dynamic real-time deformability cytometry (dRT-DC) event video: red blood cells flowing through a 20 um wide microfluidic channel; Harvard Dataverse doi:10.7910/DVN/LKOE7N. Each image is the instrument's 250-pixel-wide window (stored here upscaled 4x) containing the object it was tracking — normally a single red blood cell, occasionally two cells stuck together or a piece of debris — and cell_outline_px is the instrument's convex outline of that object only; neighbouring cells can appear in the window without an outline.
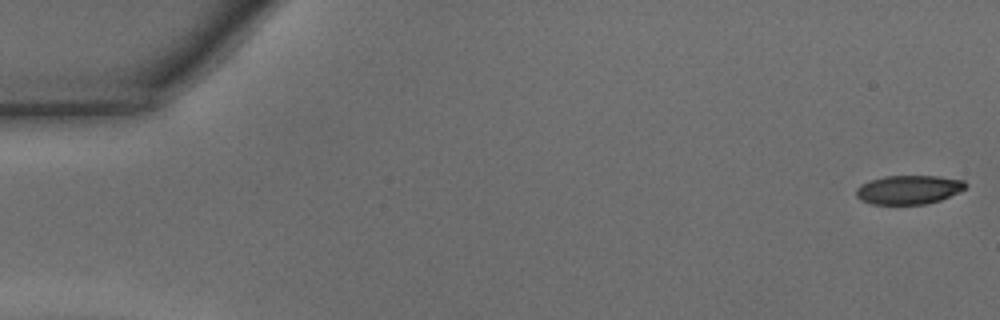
{"species": "common noctule bat (a hibernating species)", "species_latin": "Nyctalus noctula", "temperature_condition": "warm", "stored_images_in_passage": 47, "camera_frame_rate_fps": 3000, "um_per_image_px": 0.085, "animal": {"sex": "male", "body_mass_g": 15.6}, "frame": {"image": 1, "passage_image": 1, "time_ms": 0.0, "image_size_px": [1000, 320], "cell_outline_px": [[968, 184], [964, 188], [940, 200], [924, 204], [872, 204], [860, 200], [856, 196], [856, 188], [860, 184], [884, 176], [936, 176], [964, 180]], "centroid_in_image_um": [77.2, 16.12], "position_along_channel_um": 7.8, "area_um2": 18.26}}
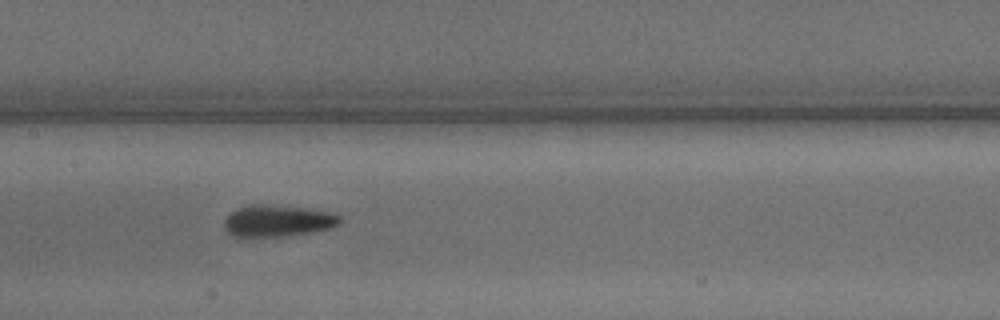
{"frame": {"image": 2, "passage_image": 23, "time_ms": 7.333, "image_size_px": [1000, 320], "cell_outline_px": [[340, 224], [332, 228], [312, 232], [288, 236], [232, 236], [224, 228], [224, 220], [236, 208], [252, 204], [264, 204], [300, 208], [332, 212], [340, 216]], "centroid_in_image_um": [23.61, 18.77], "position_along_channel_um": 183.8, "area_um2": 21.21}}
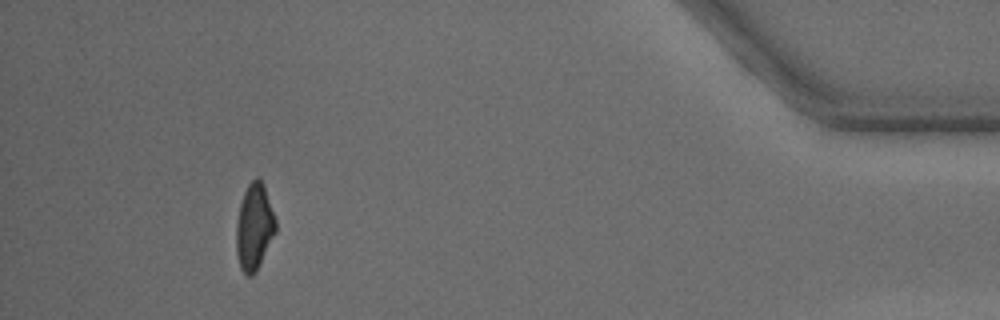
{"frame": {"image": 3, "passage_image": 43, "time_ms": 14.0, "image_size_px": [1000, 320], "cell_outline_px": [[276, 232], [256, 272], [252, 276], [248, 276], [240, 268], [236, 252], [236, 224], [240, 204], [244, 192], [248, 184], [256, 176], [264, 184], [276, 220]], "centroid_in_image_um": [21.61, 19.29], "position_along_channel_um": 413.6, "area_um2": 19.88}}